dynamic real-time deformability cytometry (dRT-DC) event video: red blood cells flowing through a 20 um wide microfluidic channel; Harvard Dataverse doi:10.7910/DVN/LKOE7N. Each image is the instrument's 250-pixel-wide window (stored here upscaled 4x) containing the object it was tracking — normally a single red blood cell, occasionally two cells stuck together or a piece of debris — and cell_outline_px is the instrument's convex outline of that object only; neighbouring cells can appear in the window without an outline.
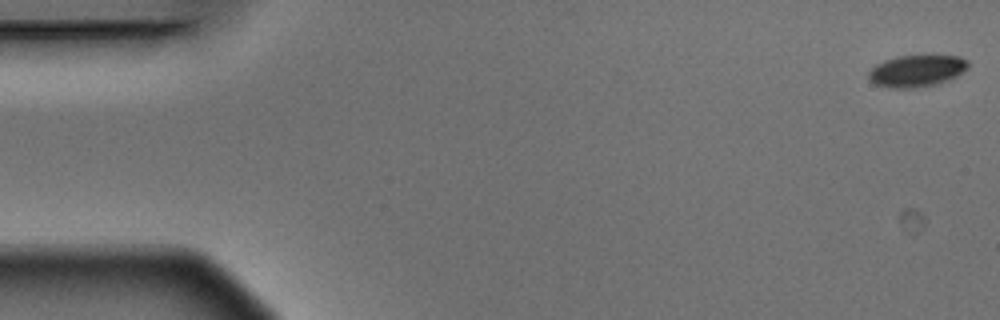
{"species": "Egyptian fruit bat (a non-hibernating species)", "species_latin": "Rousettus aegyptiacus", "temperature_condition": "warm", "stored_images_in_passage": 6, "segment_of_instrument_passage": [1, 2], "camera_frame_rate_fps": 3000, "um_per_image_px": 0.085, "animal": {"sex": "male"}, "frame": {"image": 1, "passage_image": 1, "time_ms": 0.0, "image_size_px": [1000, 320], "cell_outline_px": [[968, 68], [956, 76], [948, 80], [936, 84], [916, 88], [888, 88], [876, 84], [868, 76], [868, 72], [876, 64], [884, 60], [900, 56], [960, 56], [968, 60]], "centroid_in_image_um": [77.92, 6.03], "position_along_channel_um": 7.1, "area_um2": 18.32}}
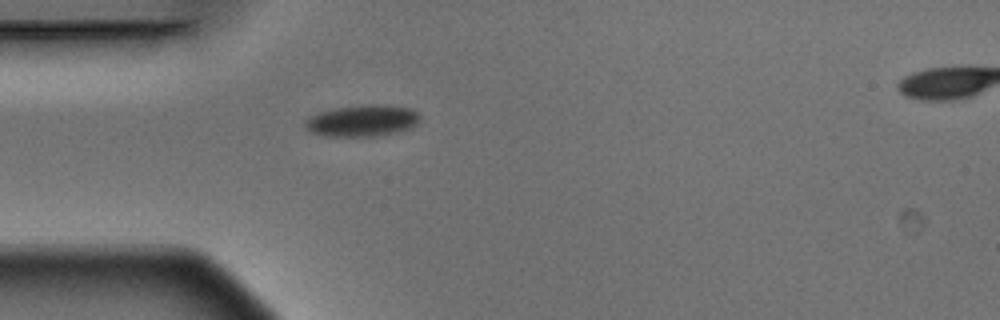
{"frame": {"image": 2, "passage_image": 5, "time_ms": 1.333, "image_size_px": [1000, 320], "cell_outline_px": [[420, 120], [412, 128], [396, 132], [376, 136], [324, 136], [312, 132], [304, 124], [304, 120], [316, 112], [336, 108], [372, 104], [380, 104], [408, 108], [416, 112], [420, 116]], "centroid_in_image_um": [30.78, 10.26], "position_along_channel_um": 54.2, "area_um2": 21.04}}